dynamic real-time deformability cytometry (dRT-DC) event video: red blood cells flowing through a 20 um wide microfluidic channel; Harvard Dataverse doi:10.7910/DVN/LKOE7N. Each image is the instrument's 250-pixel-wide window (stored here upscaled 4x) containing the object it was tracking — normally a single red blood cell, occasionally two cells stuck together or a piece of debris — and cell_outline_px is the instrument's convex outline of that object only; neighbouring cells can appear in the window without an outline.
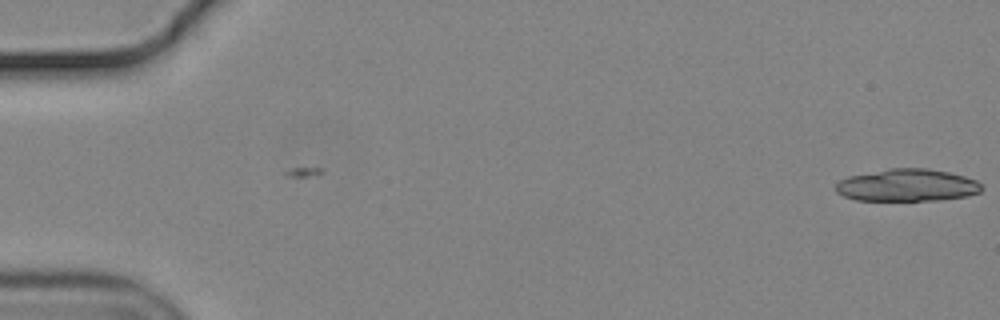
{"species": "common noctule bat (a hibernating species)", "species_latin": "Nyctalus noctula", "temperature_condition": "cold", "stored_images_in_passage": 7, "camera_frame_rate_fps": 3000, "um_per_image_px": 0.085, "animal": {"sex": "male", "body_mass_g": 19.2, "forearm_length_mm": 51.8}, "frame": {"image": 1, "passage_image": 7, "time_ms": 2.0, "image_size_px": [1000, 320], "cell_outline_px": [[984, 188], [980, 192], [968, 196], [940, 200], [856, 200], [844, 196], [836, 192], [836, 184], [840, 180], [848, 176], [888, 168], [928, 168], [948, 172], [964, 176], [976, 180]], "centroid_in_image_um": [77.12, 15.74], "position_along_channel_um": 7.9, "area_um2": 27.57}}